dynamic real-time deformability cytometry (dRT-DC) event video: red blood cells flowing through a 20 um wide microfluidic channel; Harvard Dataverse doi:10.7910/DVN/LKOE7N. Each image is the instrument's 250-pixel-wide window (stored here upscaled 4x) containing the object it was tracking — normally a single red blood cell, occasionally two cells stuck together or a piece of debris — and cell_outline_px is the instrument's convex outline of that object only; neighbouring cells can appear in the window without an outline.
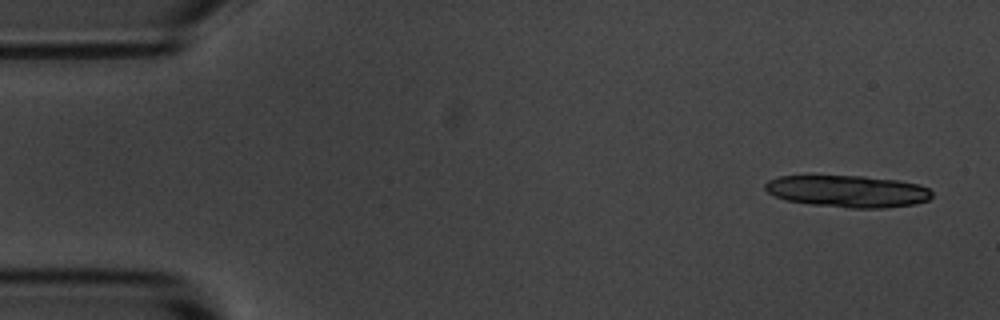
{"species": "common noctule bat (a hibernating species)", "species_latin": "Nyctalus noctula", "temperature_condition": "room temperature", "stored_images_in_passage": 8, "camera_frame_rate_fps": 3000, "um_per_image_px": 0.085, "animal": {"sex": "male", "body_mass_g": 20.1, "forearm_length_mm": 53.5}, "frame": {"image": 1, "passage_image": 1, "time_ms": 0.0, "image_size_px": [1000, 320], "cell_outline_px": [[932, 196], [928, 200], [916, 204], [884, 208], [848, 208], [808, 204], [784, 200], [768, 192], [764, 188], [764, 184], [768, 180], [780, 176], [864, 176], [896, 180], [920, 184], [928, 188], [932, 192]], "centroid_in_image_um": [72.07, 16.26], "position_along_channel_um": 12.9, "area_um2": 31.21}}
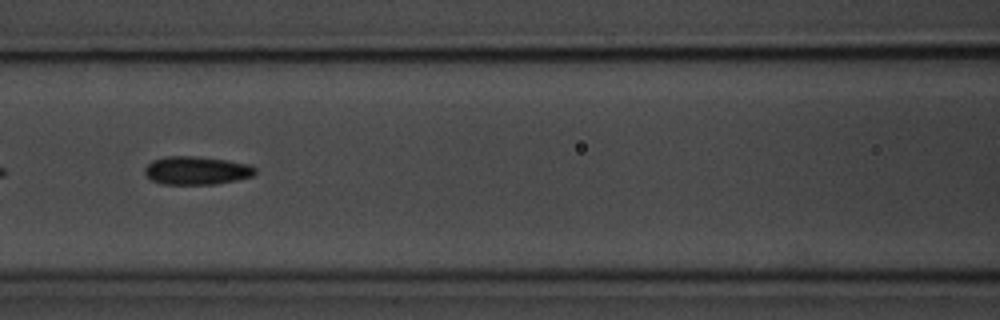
{"frame": {"image": 2, "passage_image": 7, "time_ms": 7.0, "image_size_px": [1000, 320], "cell_outline_px": [[256, 172], [252, 176], [236, 180], [216, 184], [164, 184], [152, 180], [144, 172], [144, 168], [152, 160], [164, 156], [200, 156], [228, 160], [252, 164], [256, 168]], "centroid_in_image_um": [16.73, 14.47], "position_along_channel_um": 149.9, "area_um2": 18.38}}
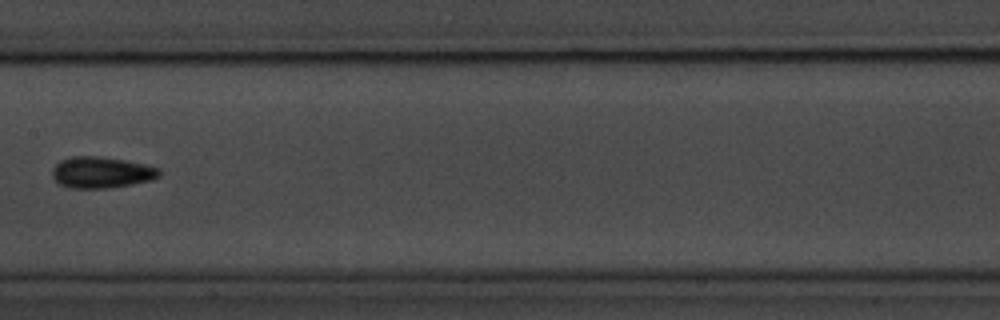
{"frame": {"image": 3, "passage_image": 8, "time_ms": 8.333, "image_size_px": [1000, 320], "cell_outline_px": [[160, 176], [152, 180], [132, 184], [108, 188], [72, 188], [60, 184], [52, 176], [52, 168], [60, 160], [72, 156], [96, 156], [124, 160], [144, 164], [160, 168]], "centroid_in_image_um": [8.62, 14.65], "position_along_channel_um": 198.8, "area_um2": 19.48}}